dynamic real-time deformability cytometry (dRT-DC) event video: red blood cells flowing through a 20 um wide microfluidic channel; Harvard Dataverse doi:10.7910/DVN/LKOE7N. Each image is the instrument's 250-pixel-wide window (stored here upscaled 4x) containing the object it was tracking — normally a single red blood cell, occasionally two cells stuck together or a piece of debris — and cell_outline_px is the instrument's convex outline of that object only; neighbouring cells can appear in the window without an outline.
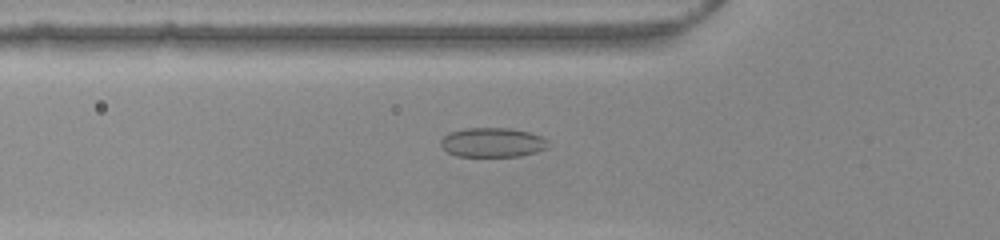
{"species": "common noctule bat (a hibernating species)", "species_latin": "Nyctalus noctula", "temperature_condition": "warm", "stored_images_in_passage": 38, "camera_frame_rate_fps": 3000, "um_per_image_px": 0.085, "animal": {"sex": "female", "body_mass_g": 22.0, "forearm_length_mm": 56.7}, "frame": {"image": 1, "passage_image": 4, "time_ms": 1.0, "image_size_px": [1000, 240], "cell_outline_px": [[548, 148], [536, 152], [520, 156], [456, 156], [448, 152], [440, 144], [440, 140], [448, 132], [464, 128], [508, 128], [528, 132], [540, 136], [548, 140]], "centroid_in_image_um": [41.85, 12.1], "position_along_channel_um": 84.0, "area_um2": 18.44}}
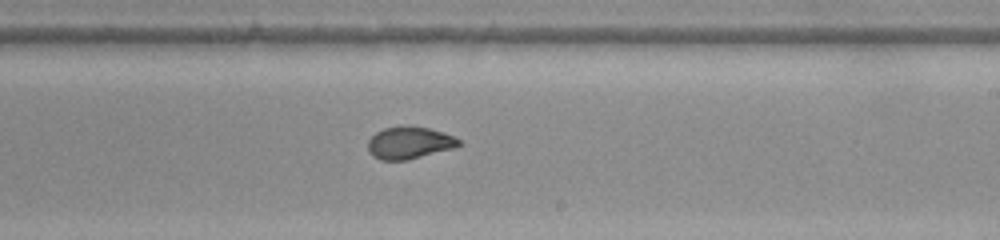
{"frame": {"image": 2, "passage_image": 17, "time_ms": 5.333, "image_size_px": [1000, 240], "cell_outline_px": [[464, 144], [452, 148], [404, 160], [380, 160], [372, 156], [368, 152], [368, 140], [376, 132], [384, 128], [428, 128], [444, 132], [460, 140]], "centroid_in_image_um": [34.77, 12.16], "position_along_channel_um": 254.2, "area_um2": 16.47}}
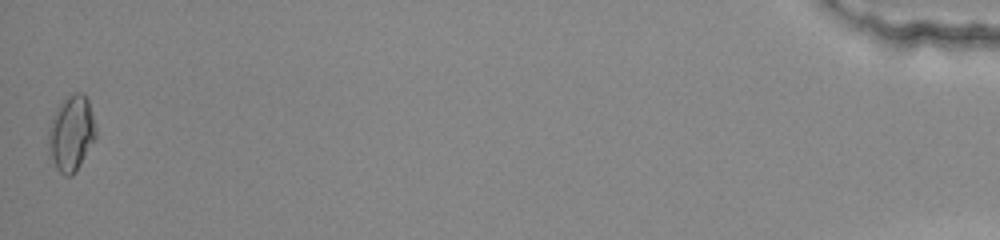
{"frame": {"image": 3, "passage_image": 38, "time_ms": 12.333, "image_size_px": [1000, 240], "cell_outline_px": [[96, 136], [76, 172], [72, 176], [64, 176], [48, 160], [48, 128], [52, 116], [60, 104], [68, 96], [76, 92], [80, 92], [88, 100], [96, 128]], "centroid_in_image_um": [6.02, 11.39], "position_along_channel_um": 429.2, "area_um2": 20.98}, "authors_computed_cell_mechanics": {"area_um2": 17.4556, "velocity_mm_per_s": 3.9289, "shape_relaxation_time_tau1_ms": null, "shape_relaxation_time_tau2_ms": 0.8772, "deformation_change_tau1": null, "deformation_change_tau2": 0.0625}}